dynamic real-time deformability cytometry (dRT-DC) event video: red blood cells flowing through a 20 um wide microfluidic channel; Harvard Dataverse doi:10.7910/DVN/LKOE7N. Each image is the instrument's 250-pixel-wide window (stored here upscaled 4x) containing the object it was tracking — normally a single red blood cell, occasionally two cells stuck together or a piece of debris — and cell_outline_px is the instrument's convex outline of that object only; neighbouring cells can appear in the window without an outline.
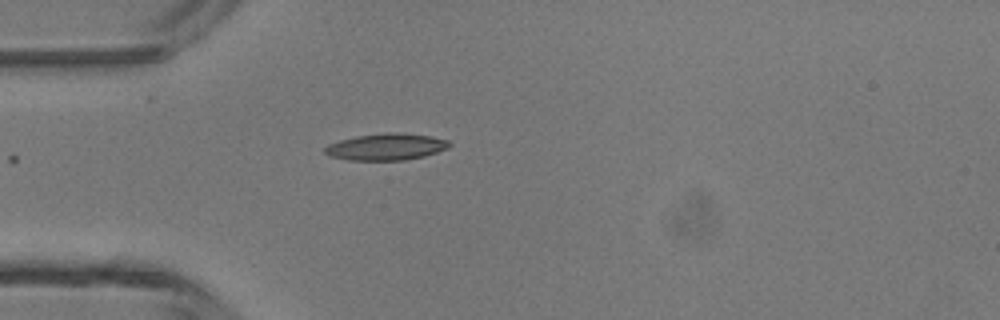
{"species": "common noctule bat (a hibernating species)", "species_latin": "Nyctalus noctula", "temperature_condition": "room temperature", "stored_images_in_passage": 5, "camera_frame_rate_fps": 3000, "um_per_image_px": 0.085, "animal": {"sex": "male", "body_mass_g": 13.3}, "frame": {"image": 1, "passage_image": 1, "time_ms": 0.0, "image_size_px": [1000, 320], "cell_outline_px": [[452, 144], [448, 148], [424, 156], [404, 160], [348, 160], [328, 156], [324, 152], [324, 148], [328, 144], [340, 140], [356, 136], [388, 132], [396, 132], [428, 136], [448, 140]], "centroid_in_image_um": [32.79, 12.48], "position_along_channel_um": 52.2, "area_um2": 19.31}}
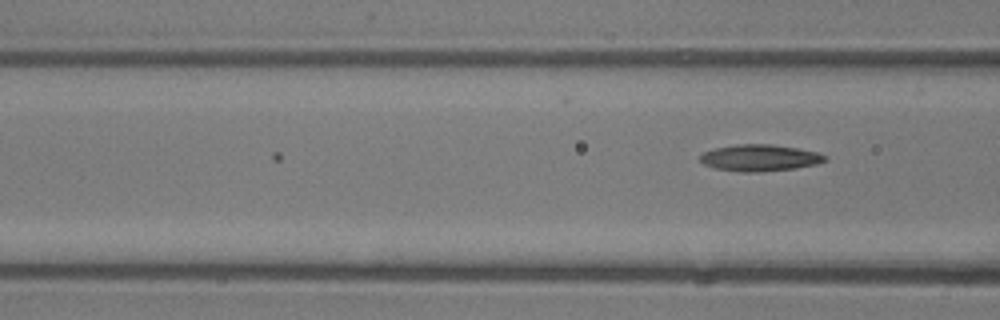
{"frame": {"image": 2, "passage_image": 5, "time_ms": 1.333, "image_size_px": [1000, 320], "cell_outline_px": [[828, 160], [816, 164], [796, 168], [756, 172], [740, 172], [716, 168], [704, 164], [700, 160], [700, 156], [704, 152], [716, 148], [736, 144], [772, 144], [796, 148], [816, 152], [828, 156]], "centroid_in_image_um": [64.6, 13.41], "position_along_channel_um": 102.0, "area_um2": 19.25}}